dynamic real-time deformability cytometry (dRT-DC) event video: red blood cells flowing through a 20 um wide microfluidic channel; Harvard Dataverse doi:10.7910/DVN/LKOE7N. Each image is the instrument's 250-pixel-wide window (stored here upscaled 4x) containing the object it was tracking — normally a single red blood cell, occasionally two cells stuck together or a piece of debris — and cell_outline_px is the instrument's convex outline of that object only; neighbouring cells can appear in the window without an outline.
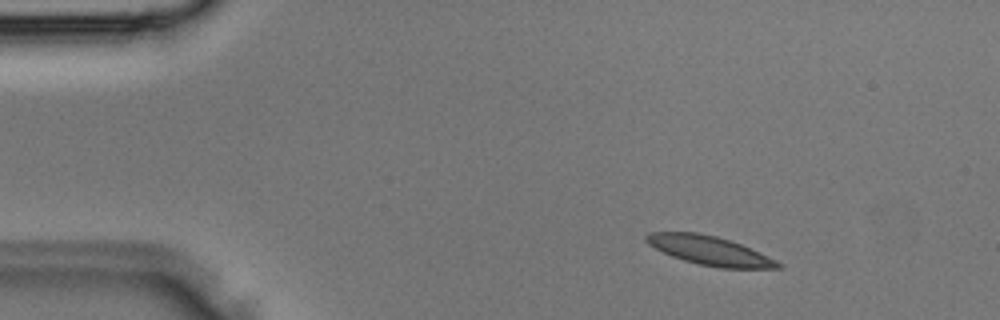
{"species": "Egyptian fruit bat (a non-hibernating species)", "species_latin": "Rousettus aegyptiacus", "temperature_condition": "room temperature", "stored_images_in_passage": 34, "camera_frame_rate_fps": 3000, "um_per_image_px": 0.085, "animal": {"sex": "male"}, "frame": {"image": 1, "passage_image": 4, "time_ms": 1.0, "image_size_px": [1000, 320], "cell_outline_px": [[784, 268], [720, 268], [700, 264], [684, 260], [672, 256], [648, 244], [644, 240], [644, 236], [648, 232], [696, 232], [716, 236], [740, 244], [776, 260], [784, 264]], "centroid_in_image_um": [60.31, 21.29], "position_along_channel_um": 24.7, "area_um2": 22.02}}
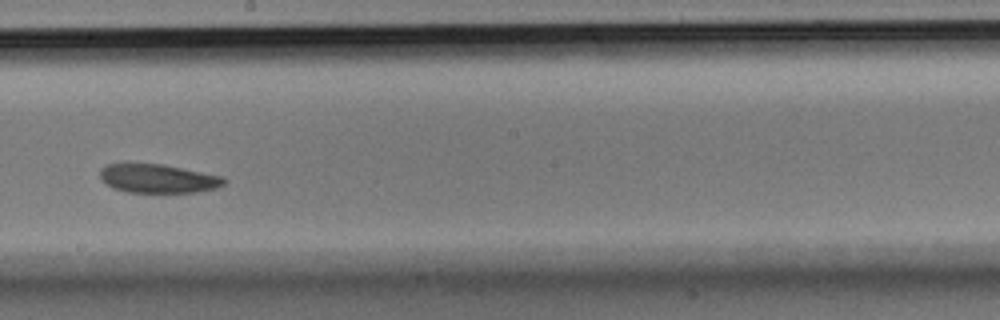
{"frame": {"image": 2, "passage_image": 19, "time_ms": 6.0, "image_size_px": [1000, 320], "cell_outline_px": [[228, 180], [224, 184], [216, 188], [196, 192], [128, 192], [112, 188], [100, 176], [100, 168], [108, 164], [128, 160], [164, 164], [224, 176]], "centroid_in_image_um": [13.41, 15.12], "position_along_channel_um": 234.8, "area_um2": 21.56}}
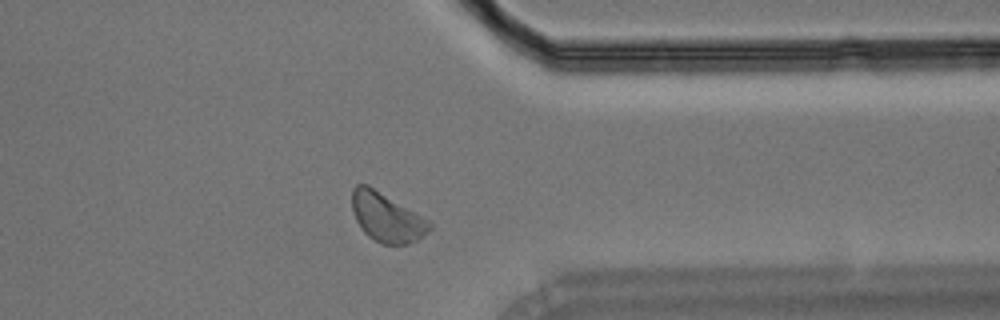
{"frame": {"image": 3, "passage_image": 27, "time_ms": 8.667, "image_size_px": [1000, 320], "cell_outline_px": [[432, 228], [424, 236], [408, 244], [380, 244], [368, 236], [360, 228], [352, 212], [352, 188], [356, 184], [368, 184], [428, 220], [432, 224]], "centroid_in_image_um": [32.84, 18.48], "position_along_channel_um": 378.6, "area_um2": 22.14}}